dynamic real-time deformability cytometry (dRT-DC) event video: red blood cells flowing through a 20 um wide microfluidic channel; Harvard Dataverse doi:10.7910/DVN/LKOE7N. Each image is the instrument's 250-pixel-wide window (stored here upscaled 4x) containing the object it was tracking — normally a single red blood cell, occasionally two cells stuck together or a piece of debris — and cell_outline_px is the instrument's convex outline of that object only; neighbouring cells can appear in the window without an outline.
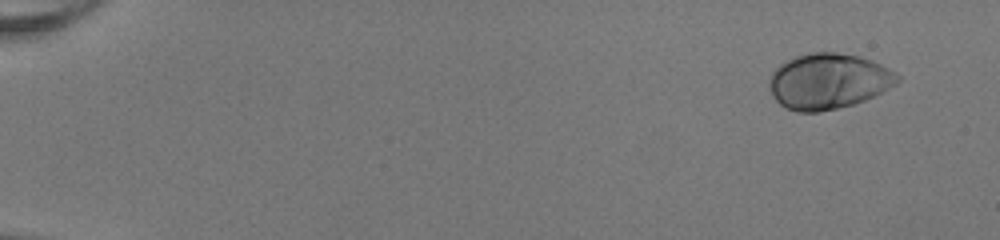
{"species": "human", "species_latin": "Homo sapiens", "temperature_condition": "room temperature", "stored_images_in_passage": 49, "camera_frame_rate_fps": 3000, "um_per_image_px": 0.085, "donor": {"sex": "female"}, "frame": {"image": 1, "passage_image": 1, "time_ms": 0.0, "image_size_px": [1000, 240], "cell_outline_px": [[900, 80], [896, 84], [864, 100], [852, 104], [820, 112], [796, 112], [784, 108], [772, 96], [768, 84], [768, 80], [772, 72], [780, 64], [796, 56], [808, 52], [836, 52], [860, 56], [880, 64], [896, 72], [900, 76]], "centroid_in_image_um": [70.38, 6.9], "position_along_channel_um": 14.6, "area_um2": 41.56}}
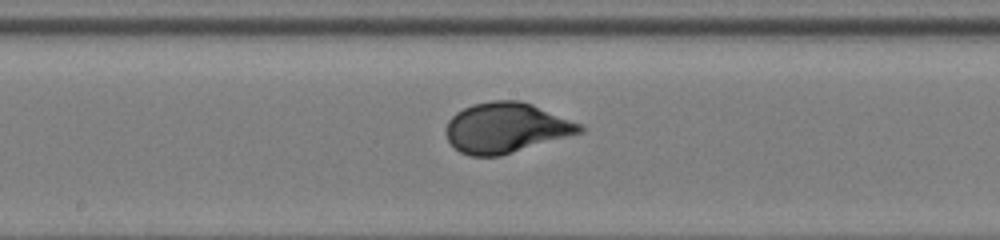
{"frame": {"image": 2, "passage_image": 27, "time_ms": 8.667, "image_size_px": [1000, 240], "cell_outline_px": [[584, 132], [500, 156], [468, 156], [460, 152], [448, 140], [444, 132], [444, 128], [448, 120], [456, 112], [472, 104], [492, 100], [520, 100], [532, 104], [584, 124]], "centroid_in_image_um": [43.02, 10.86], "position_along_channel_um": 205.2, "area_um2": 39.54}}
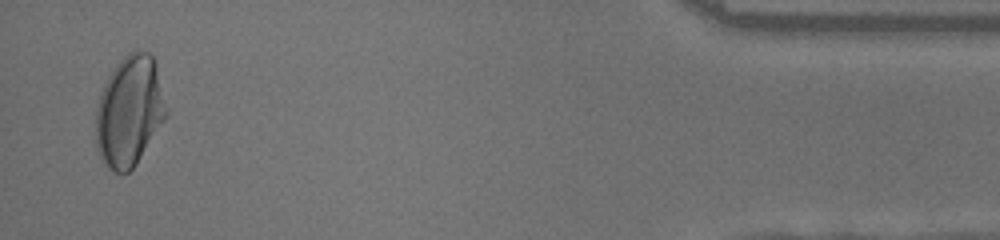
{"frame": {"image": 3, "passage_image": 48, "time_ms": 15.667, "image_size_px": [1000, 240], "cell_outline_px": [[168, 116], [136, 164], [128, 172], [120, 176], [104, 160], [96, 148], [96, 104], [100, 92], [108, 76], [116, 64], [128, 52], [136, 48], [148, 52], [152, 56], [156, 64], [168, 108]], "centroid_in_image_um": [11.02, 9.41], "position_along_channel_um": 424.2, "area_um2": 45.72}, "authors_computed_cell_mechanics": {"area_um2": 39.1306, "velocity_mm_per_s": 4.0797, "shape_relaxation_time_tau1_ms": 3.1871, "shape_relaxation_time_tau2_ms": null, "deformation_change_tau1": 0.1759, "deformation_change_tau2": null}}